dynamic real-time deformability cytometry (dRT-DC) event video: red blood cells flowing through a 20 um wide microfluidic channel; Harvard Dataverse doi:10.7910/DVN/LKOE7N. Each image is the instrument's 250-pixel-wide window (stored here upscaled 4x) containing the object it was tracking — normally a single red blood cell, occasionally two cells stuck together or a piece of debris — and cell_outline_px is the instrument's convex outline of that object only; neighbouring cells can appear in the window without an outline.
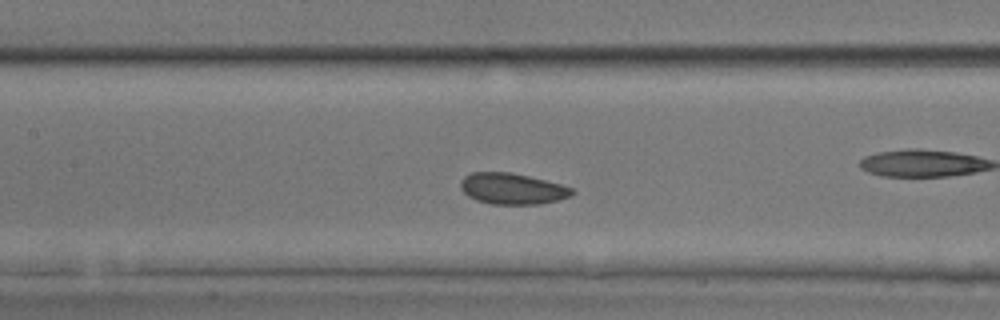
{"species": "common noctule bat (a hibernating species)", "species_latin": "Nyctalus noctula", "temperature_condition": "room temperature", "stored_images_in_passage": 50, "camera_frame_rate_fps": 3000, "um_per_image_px": 0.085, "animal": {"sex": "male", "body_mass_g": 17.9, "forearm_length_mm": 54.2}, "frame": {"image": 1, "passage_image": 22, "time_ms": 7.0, "image_size_px": [1000, 320], "cell_outline_px": [[576, 192], [572, 196], [540, 204], [492, 204], [476, 200], [468, 196], [460, 188], [460, 180], [464, 176], [472, 172], [512, 172], [560, 184], [572, 188]], "centroid_in_image_um": [43.53, 16.04], "position_along_channel_um": 163.9, "area_um2": 20.23}}
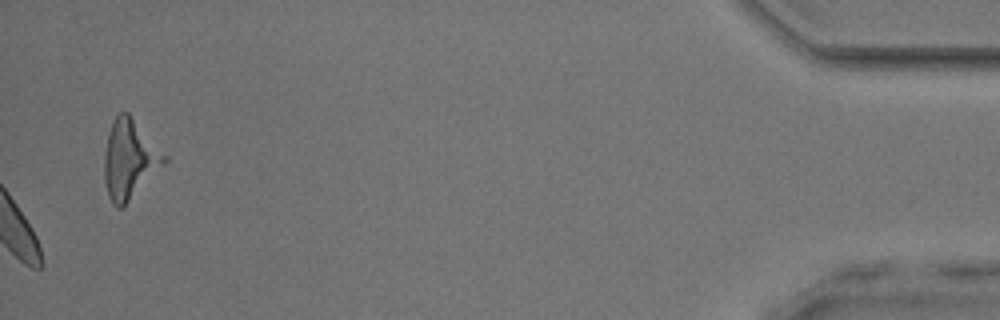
{"frame": {"image": 2, "passage_image": 50, "time_ms": 16.333, "image_size_px": [1000, 320], "cell_outline_px": [[168, 160], [120, 208], [116, 208], [112, 204], [108, 196], [104, 180], [104, 152], [108, 132], [116, 116], [120, 112], [128, 112], [168, 156]], "centroid_in_image_um": [10.99, 13.51], "position_along_channel_um": 424.2, "area_um2": 27.22}, "authors_computed_cell_mechanics": {"area_um2": 20.4034, "velocity_mm_per_s": 3.994, "shape_relaxation_time_tau1_ms": 2.0486, "shape_relaxation_time_tau2_ms": 3.1594, "deformation_change_tau1": 0.0544, "deformation_change_tau2": 0.0741}}